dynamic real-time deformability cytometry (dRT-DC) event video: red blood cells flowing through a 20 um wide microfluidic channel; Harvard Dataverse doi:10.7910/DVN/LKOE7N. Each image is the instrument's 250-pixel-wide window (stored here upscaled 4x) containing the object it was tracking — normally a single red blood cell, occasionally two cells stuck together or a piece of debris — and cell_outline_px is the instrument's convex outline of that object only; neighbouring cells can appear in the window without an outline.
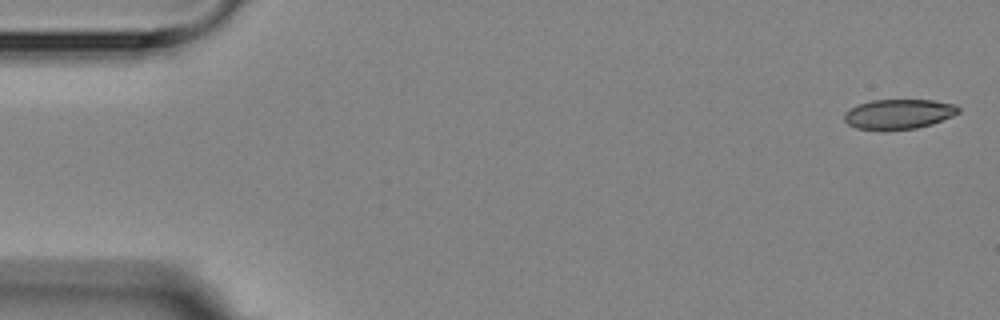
{"species": "Egyptian fruit bat (a non-hibernating species)", "species_latin": "Rousettus aegyptiacus", "temperature_condition": "room temperature", "stored_images_in_passage": 5, "camera_frame_rate_fps": 3000, "um_per_image_px": 0.085, "animal": {"sex": "female"}, "frame": {"image": 1, "passage_image": 1, "time_ms": 0.0, "image_size_px": [1000, 320], "cell_outline_px": [[960, 112], [952, 116], [932, 124], [916, 128], [856, 128], [848, 124], [844, 120], [844, 112], [856, 104], [872, 100], [932, 100], [956, 104], [960, 108]], "centroid_in_image_um": [76.4, 9.66], "position_along_channel_um": 8.6, "area_um2": 19.54}}
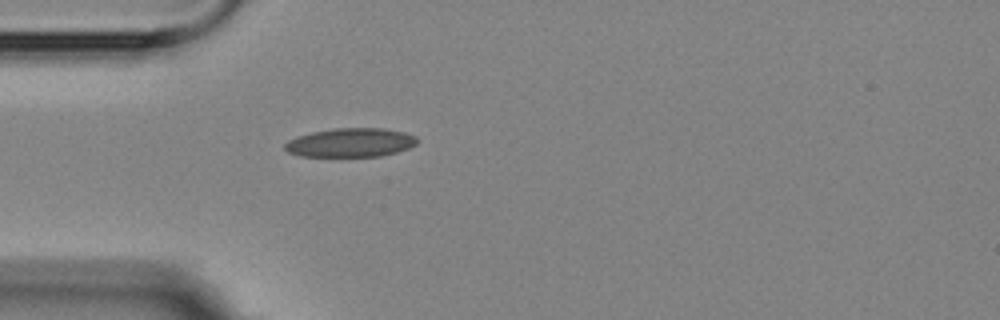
{"frame": {"image": 2, "passage_image": 5, "time_ms": 4.667, "image_size_px": [1000, 320], "cell_outline_px": [[420, 140], [416, 144], [408, 148], [396, 152], [380, 156], [300, 156], [288, 152], [284, 148], [284, 144], [288, 140], [296, 136], [312, 132], [336, 128], [384, 128], [404, 132], [416, 136]], "centroid_in_image_um": [29.8, 12.11], "position_along_channel_um": 55.2, "area_um2": 22.31}}